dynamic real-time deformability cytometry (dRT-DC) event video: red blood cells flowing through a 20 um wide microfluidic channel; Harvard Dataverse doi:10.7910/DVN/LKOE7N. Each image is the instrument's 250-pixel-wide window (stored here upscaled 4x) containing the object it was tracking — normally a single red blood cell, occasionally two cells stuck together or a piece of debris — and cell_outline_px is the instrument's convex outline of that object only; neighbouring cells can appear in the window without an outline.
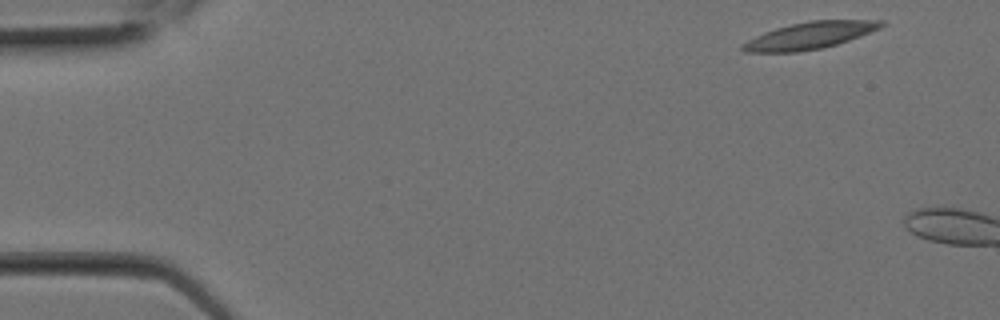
{"species": "Egyptian fruit bat (a non-hibernating species)", "species_latin": "Rousettus aegyptiacus", "temperature_condition": "room temperature", "stored_images_in_passage": 3, "camera_frame_rate_fps": 3000, "um_per_image_px": 0.085, "animal": {"sex": "female"}, "frame": {"image": 1, "passage_image": 1, "time_ms": 0.0, "image_size_px": [1000, 320], "cell_outline_px": [[884, 24], [880, 28], [860, 36], [836, 44], [820, 48], [796, 52], [744, 52], [740, 48], [740, 44], [764, 32], [776, 28], [808, 20], [884, 20]], "centroid_in_image_um": [68.8, 3.01], "position_along_channel_um": 16.2, "area_um2": 21.56}}